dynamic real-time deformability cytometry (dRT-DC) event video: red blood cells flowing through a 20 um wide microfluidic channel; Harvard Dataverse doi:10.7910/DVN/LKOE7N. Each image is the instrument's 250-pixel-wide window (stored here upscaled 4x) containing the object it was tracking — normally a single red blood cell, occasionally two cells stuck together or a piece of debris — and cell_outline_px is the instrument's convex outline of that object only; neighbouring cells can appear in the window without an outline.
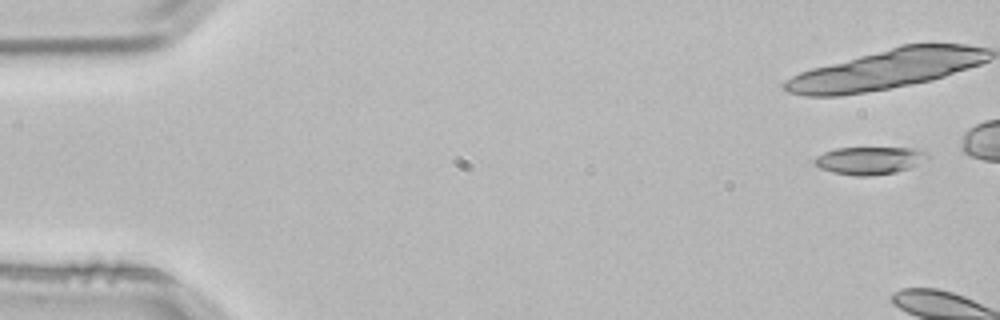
{"species": "common noctule bat (a hibernating species)", "species_latin": "Nyctalus noctula", "temperature_condition": "room temperature", "stored_images_in_passage": 5, "camera_frame_rate_fps": 3000, "um_per_image_px": 0.085, "animal": {"sex": "male", "body_mass_g": 21.5, "forearm_length_mm": 52.0}, "frame": {"image": 1, "passage_image": 1, "time_ms": 0.0, "image_size_px": [1000, 320], "cell_outline_px": [[928, 156], [916, 164], [908, 168], [896, 172], [868, 176], [856, 176], [832, 172], [820, 168], [812, 164], [812, 160], [816, 156], [824, 152], [836, 148], [920, 148]], "centroid_in_image_um": [73.82, 13.64], "position_along_channel_um": 11.2, "area_um2": 18.09}}
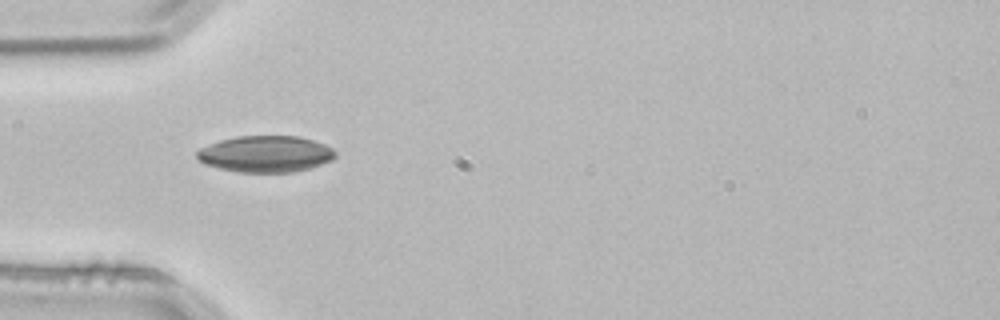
{"frame": {"image": 2, "passage_image": 5, "time_ms": 1.333, "image_size_px": [1000, 320], "cell_outline_px": [[336, 156], [332, 160], [308, 168], [292, 172], [236, 172], [204, 164], [196, 156], [196, 152], [200, 148], [208, 144], [220, 140], [236, 136], [300, 136], [324, 144], [332, 148], [336, 152]], "centroid_in_image_um": [22.56, 13.08], "position_along_channel_um": 62.4, "area_um2": 29.36}}